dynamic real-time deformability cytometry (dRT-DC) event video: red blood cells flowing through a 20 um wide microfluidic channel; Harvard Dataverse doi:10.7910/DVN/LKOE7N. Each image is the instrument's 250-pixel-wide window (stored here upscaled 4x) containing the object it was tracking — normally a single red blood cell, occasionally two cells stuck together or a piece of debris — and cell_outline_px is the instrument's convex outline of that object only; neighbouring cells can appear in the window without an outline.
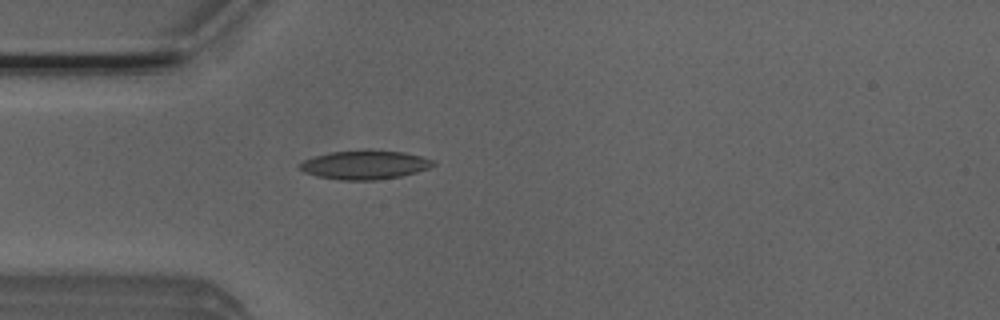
{"species": "Egyptian fruit bat (a non-hibernating species)", "species_latin": "Rousettus aegyptiacus", "temperature_condition": "room temperature", "stored_images_in_passage": 40, "camera_frame_rate_fps": 3000, "um_per_image_px": 0.085, "animal": {"sex": "male"}, "frame": {"image": 1, "passage_image": 2, "time_ms": 0.333, "image_size_px": [1000, 320], "cell_outline_px": [[436, 164], [428, 168], [416, 172], [400, 176], [376, 180], [340, 180], [316, 176], [304, 172], [300, 168], [300, 164], [304, 160], [312, 156], [332, 152], [364, 148], [368, 148], [404, 152], [420, 156], [432, 160]], "centroid_in_image_um": [30.99, 13.98], "position_along_channel_um": 54.0, "area_um2": 22.77}}
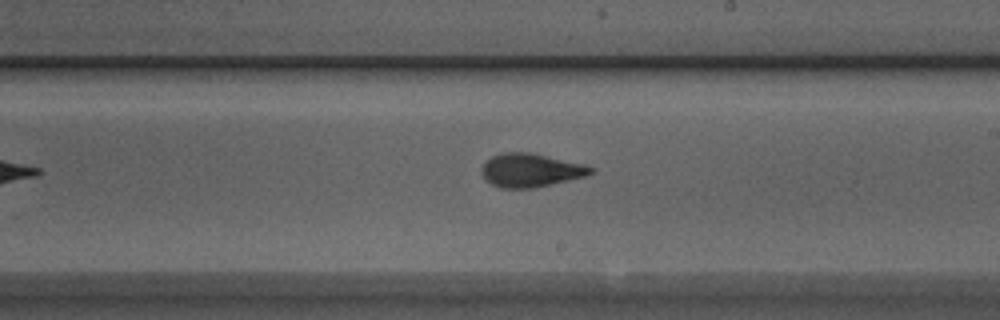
{"frame": {"image": 2, "passage_image": 17, "time_ms": 5.333, "image_size_px": [1000, 320], "cell_outline_px": [[596, 168], [588, 176], [532, 188], [500, 188], [492, 184], [484, 176], [484, 164], [492, 156], [504, 152], [532, 152], [584, 164]], "centroid_in_image_um": [45.18, 14.46], "position_along_channel_um": 243.8, "area_um2": 21.1}}
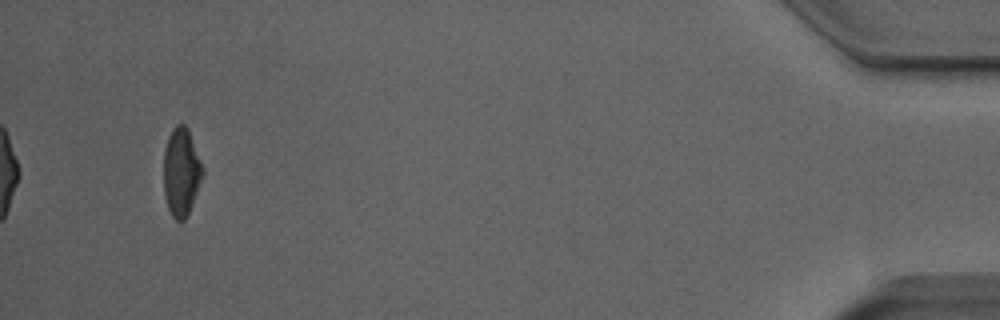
{"frame": {"image": 3, "passage_image": 37, "time_ms": 12.0, "image_size_px": [1000, 320], "cell_outline_px": [[204, 176], [188, 212], [184, 220], [176, 220], [172, 216], [168, 208], [164, 196], [164, 148], [168, 136], [172, 128], [176, 124], [184, 124], [188, 128], [204, 168]], "centroid_in_image_um": [15.41, 14.58], "position_along_channel_um": 419.8, "area_um2": 20.17}, "authors_computed_cell_mechanics": {"area_um2": 20.8369, "velocity_mm_per_s": 3.8983, "shape_relaxation_time_tau1_ms": 5.2696, "shape_relaxation_time_tau2_ms": 1.538, "deformation_change_tau1": 0.1533, "deformation_change_tau2": 0.0813}}